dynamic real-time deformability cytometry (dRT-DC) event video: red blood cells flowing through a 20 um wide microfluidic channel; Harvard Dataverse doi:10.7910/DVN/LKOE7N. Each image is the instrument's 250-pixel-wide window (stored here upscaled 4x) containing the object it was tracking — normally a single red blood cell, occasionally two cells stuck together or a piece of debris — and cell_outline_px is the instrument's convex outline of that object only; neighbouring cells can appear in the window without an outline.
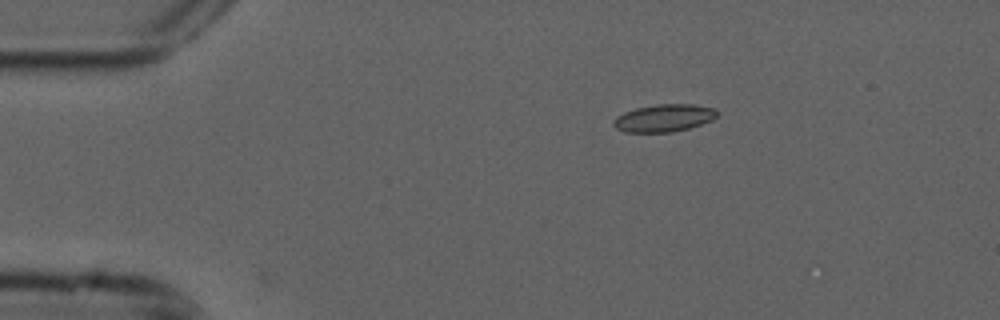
{"species": "common noctule bat (a hibernating species)", "species_latin": "Nyctalus noctula", "temperature_condition": "cold", "stored_images_in_passage": 4, "camera_frame_rate_fps": 3000, "um_per_image_px": 0.085, "animal": {"sex": "male", "forearm_length_mm": 52.5}, "frame": {"image": 1, "passage_image": 1, "time_ms": 0.0, "image_size_px": [1000, 320], "cell_outline_px": [[716, 116], [712, 120], [688, 128], [672, 132], [624, 132], [616, 128], [612, 124], [612, 120], [616, 116], [624, 112], [636, 108], [656, 104], [696, 104], [716, 108]], "centroid_in_image_um": [56.41, 10.02], "position_along_channel_um": 28.6, "area_um2": 16.65}}